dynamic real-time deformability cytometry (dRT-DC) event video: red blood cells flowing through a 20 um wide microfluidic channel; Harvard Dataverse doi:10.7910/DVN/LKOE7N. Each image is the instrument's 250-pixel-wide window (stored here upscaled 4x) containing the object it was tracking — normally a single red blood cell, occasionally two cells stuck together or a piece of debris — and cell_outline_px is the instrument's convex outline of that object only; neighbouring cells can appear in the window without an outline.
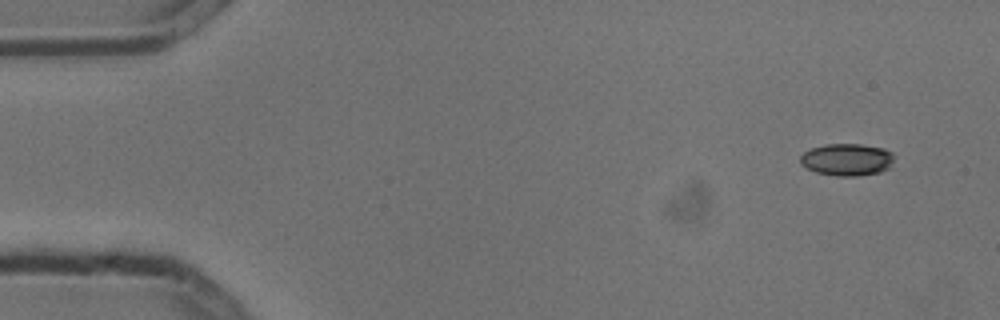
{"species": "common noctule bat (a hibernating species)", "species_latin": "Nyctalus noctula", "temperature_condition": "cold", "stored_images_in_passage": 6, "camera_frame_rate_fps": 3000, "um_per_image_px": 0.085, "animal": {"sex": "male", "body_mass_g": 13.3}, "frame": {"image": 1, "passage_image": 1, "time_ms": 0.0, "image_size_px": [1000, 320], "cell_outline_px": [[892, 160], [888, 168], [880, 172], [856, 176], [836, 176], [816, 172], [800, 164], [800, 156], [804, 152], [812, 148], [824, 144], [860, 144], [884, 148], [892, 152]], "centroid_in_image_um": [71.97, 13.56], "position_along_channel_um": 13.0, "area_um2": 17.51}}
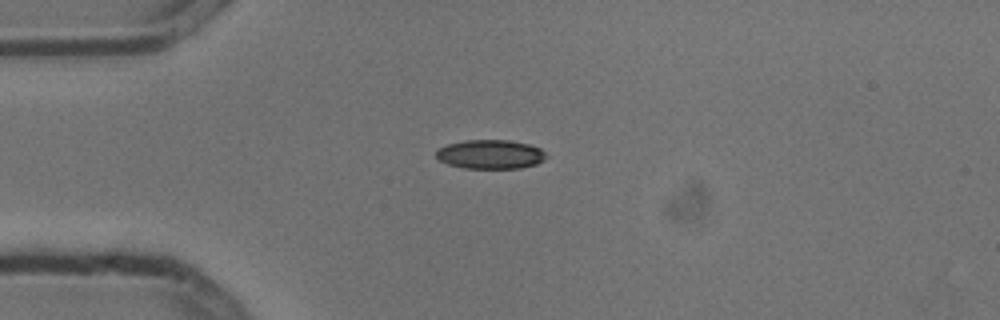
{"frame": {"image": 2, "passage_image": 4, "time_ms": 1.0, "image_size_px": [1000, 320], "cell_outline_px": [[548, 156], [544, 160], [536, 164], [520, 168], [464, 168], [448, 164], [440, 160], [436, 156], [436, 152], [440, 148], [448, 144], [464, 140], [508, 140], [528, 144], [540, 148]], "centroid_in_image_um": [41.7, 13.11], "position_along_channel_um": 43.3, "area_um2": 18.55}}